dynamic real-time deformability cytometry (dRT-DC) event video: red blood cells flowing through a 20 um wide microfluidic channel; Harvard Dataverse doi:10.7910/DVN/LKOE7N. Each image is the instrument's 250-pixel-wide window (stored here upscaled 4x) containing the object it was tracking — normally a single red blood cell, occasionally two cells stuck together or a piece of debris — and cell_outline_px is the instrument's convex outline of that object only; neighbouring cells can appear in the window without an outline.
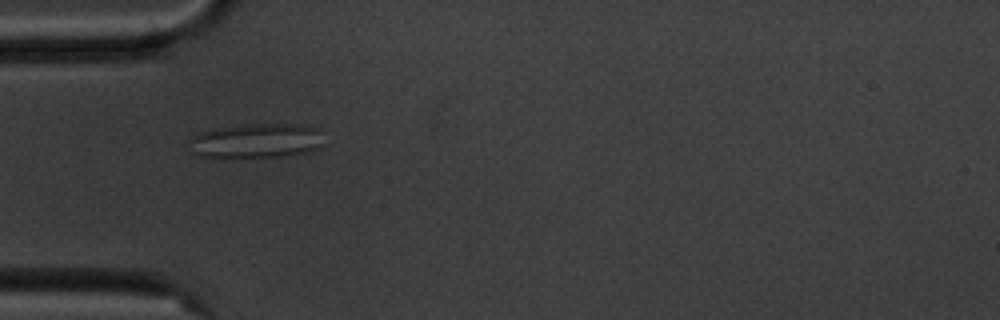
{"species": "common noctule bat (a hibernating species)", "species_latin": "Nyctalus noctula", "temperature_condition": "cold", "stored_images_in_passage": 8, "camera_frame_rate_fps": 3000, "um_per_image_px": 0.085, "animal": {"sex": "male", "body_mass_g": 20.1, "forearm_length_mm": 53.5}, "frame": {"image": 1, "passage_image": 5, "time_ms": 4.667, "image_size_px": [1000, 320], "cell_outline_px": [[324, 144], [320, 148], [304, 152], [280, 156], [232, 160], [200, 156], [188, 152], [188, 140], [192, 136], [200, 132], [220, 128], [248, 124], [300, 124], [320, 128]], "centroid_in_image_um": [21.73, 12.0], "position_along_channel_um": 63.3, "area_um2": 28.21}}
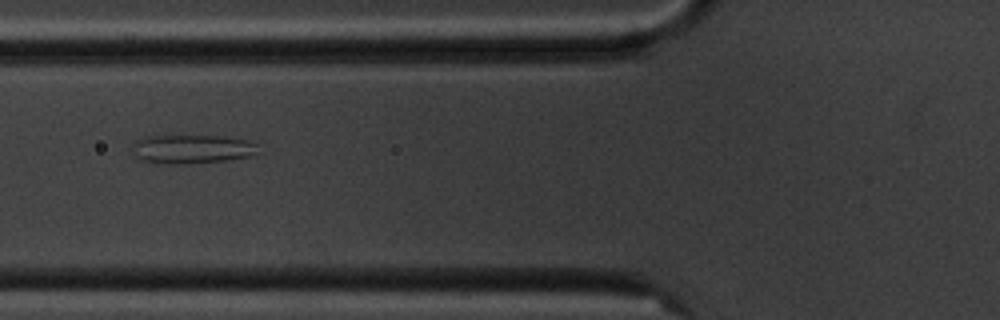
{"frame": {"image": 2, "passage_image": 6, "time_ms": 6.0, "image_size_px": [1000, 320], "cell_outline_px": [[256, 152], [252, 156], [228, 160], [176, 164], [156, 164], [144, 160], [136, 156], [132, 144], [136, 140], [144, 136], [224, 136], [248, 140], [256, 144]], "centroid_in_image_um": [16.3, 12.67], "position_along_channel_um": 109.5, "area_um2": 21.1}}
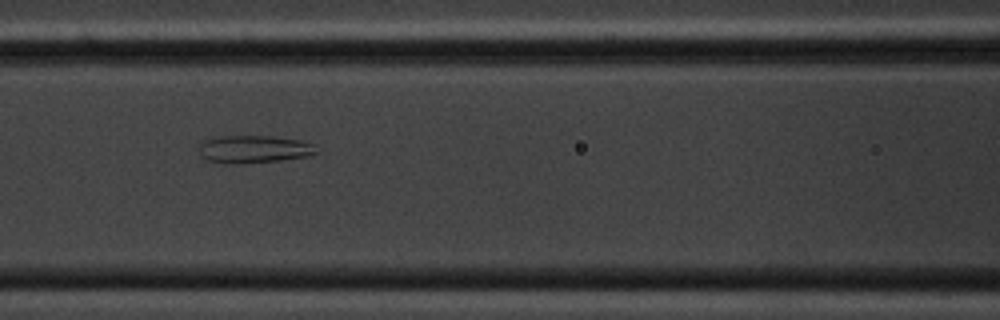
{"frame": {"image": 3, "passage_image": 7, "time_ms": 7.0, "image_size_px": [1000, 320], "cell_outline_px": [[316, 152], [308, 156], [280, 160], [240, 164], [224, 164], [208, 160], [200, 156], [200, 144], [216, 136], [272, 136], [300, 140], [316, 144]], "centroid_in_image_um": [21.59, 12.69], "position_along_channel_um": 145.0, "area_um2": 18.96}}